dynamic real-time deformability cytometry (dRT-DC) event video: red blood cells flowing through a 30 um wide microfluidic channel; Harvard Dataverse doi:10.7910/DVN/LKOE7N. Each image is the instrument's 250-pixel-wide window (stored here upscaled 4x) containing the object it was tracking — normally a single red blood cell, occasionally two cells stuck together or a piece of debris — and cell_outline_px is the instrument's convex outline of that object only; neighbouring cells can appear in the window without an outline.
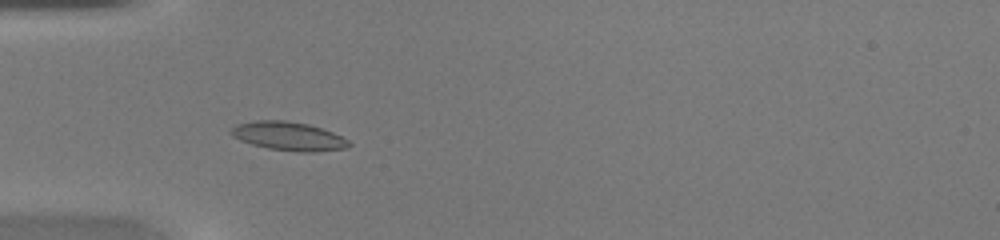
{"species": "common noctule bat (a hibernating species)", "species_latin": "Nyctalus noctula", "temperature_condition": "warm", "stored_images_in_passage": 41, "camera_frame_rate_fps": 3000, "um_per_image_px": 0.085, "animal": {"sex": "female", "body_mass_g": 20.0, "forearm_length_mm": 54.0}, "frame": {"image": 1, "passage_image": 11, "time_ms": 3.333, "image_size_px": [1000, 240], "cell_outline_px": [[352, 144], [348, 148], [312, 152], [300, 152], [268, 148], [252, 144], [240, 140], [232, 136], [228, 132], [236, 124], [256, 120], [284, 120], [308, 124], [332, 132], [348, 140]], "centroid_in_image_um": [24.51, 11.57], "position_along_channel_um": 60.5, "area_um2": 19.65}}
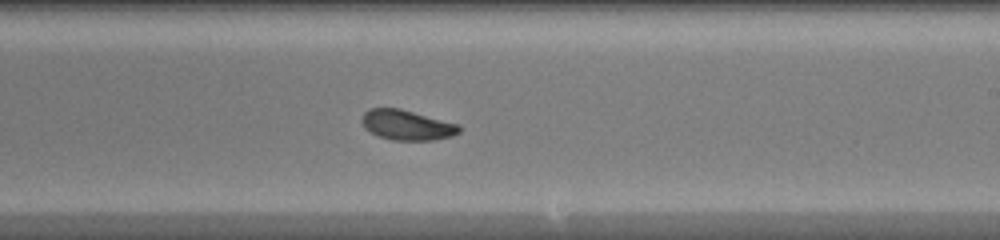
{"frame": {"image": 2, "passage_image": 24, "time_ms": 7.667, "image_size_px": [1000, 240], "cell_outline_px": [[460, 132], [452, 136], [432, 140], [392, 140], [380, 136], [364, 128], [360, 120], [364, 112], [372, 108], [400, 108], [460, 124]], "centroid_in_image_um": [34.6, 10.62], "position_along_channel_um": 254.4, "area_um2": 17.11}}
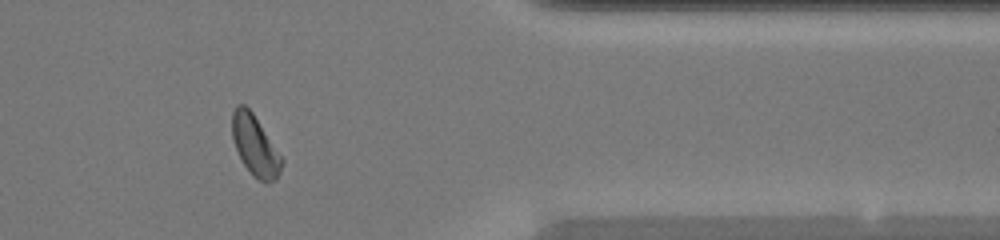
{"frame": {"image": 3, "passage_image": 34, "time_ms": 11.0, "image_size_px": [1000, 240], "cell_outline_px": [[284, 160], [280, 172], [276, 180], [268, 184], [264, 184], [252, 176], [244, 164], [236, 148], [232, 136], [232, 112], [236, 104], [244, 104], [252, 112]], "centroid_in_image_um": [21.69, 12.42], "position_along_channel_um": 389.7, "area_um2": 17.46}}